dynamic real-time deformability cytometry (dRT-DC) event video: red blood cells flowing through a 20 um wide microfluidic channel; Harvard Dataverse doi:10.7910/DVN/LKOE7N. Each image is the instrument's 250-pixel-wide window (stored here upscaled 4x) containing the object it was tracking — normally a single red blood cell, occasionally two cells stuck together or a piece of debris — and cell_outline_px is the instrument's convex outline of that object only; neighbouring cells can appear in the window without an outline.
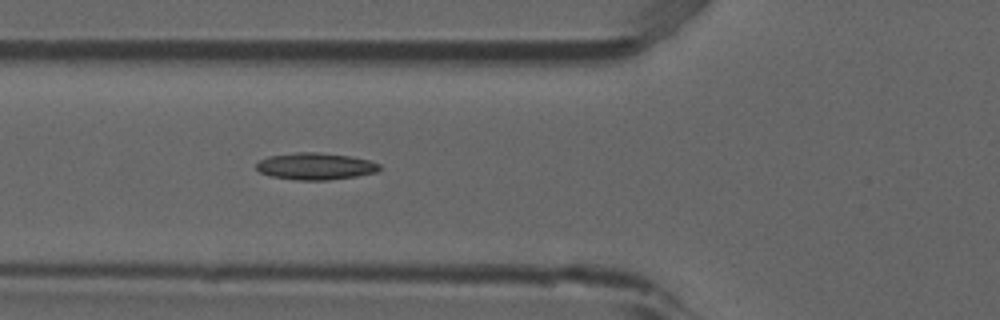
{"species": "common noctule bat (a hibernating species)", "species_latin": "Nyctalus noctula", "temperature_condition": "room temperature", "stored_images_in_passage": 5, "camera_frame_rate_fps": 3000, "um_per_image_px": 0.085, "animal": {"sex": "male", "forearm_length_mm": 52.5}, "frame": {"image": 1, "passage_image": 5, "time_ms": 1.333, "image_size_px": [1000, 320], "cell_outline_px": [[380, 168], [376, 172], [356, 176], [328, 180], [296, 180], [272, 176], [260, 172], [256, 168], [256, 164], [260, 160], [268, 156], [296, 152], [316, 152], [352, 156], [368, 160], [380, 164]], "centroid_in_image_um": [26.8, 14.13], "position_along_channel_um": 99.0, "area_um2": 19.25}}